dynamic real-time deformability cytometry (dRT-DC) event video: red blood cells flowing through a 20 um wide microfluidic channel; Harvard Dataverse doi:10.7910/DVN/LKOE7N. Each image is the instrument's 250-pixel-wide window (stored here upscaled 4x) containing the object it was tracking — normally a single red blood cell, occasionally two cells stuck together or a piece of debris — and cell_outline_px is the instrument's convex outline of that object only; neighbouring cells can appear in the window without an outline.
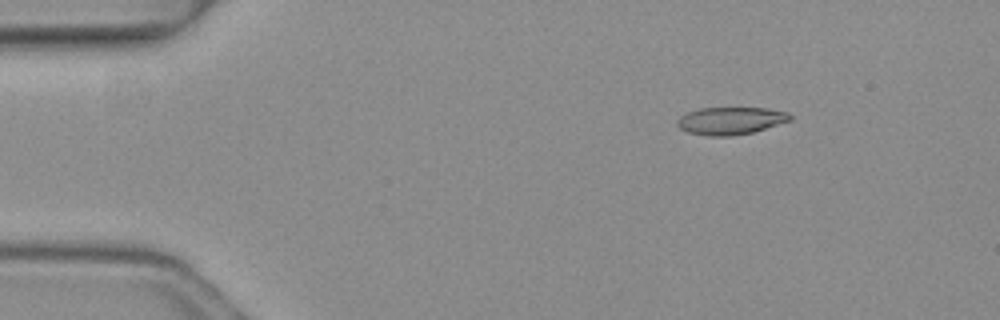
{"species": "common noctule bat (a hibernating species)", "species_latin": "Nyctalus noctula", "temperature_condition": "warm", "stored_images_in_passage": 4, "camera_frame_rate_fps": 3000, "um_per_image_px": 0.085, "animal": {"sex": "female", "body_mass_g": 19.3, "forearm_length_mm": 54.1}, "frame": {"image": 1, "passage_image": 2, "time_ms": 0.333, "image_size_px": [1000, 320], "cell_outline_px": [[792, 120], [752, 132], [732, 136], [708, 136], [688, 132], [680, 128], [676, 124], [676, 120], [680, 116], [688, 112], [700, 108], [768, 108], [788, 112], [792, 116]], "centroid_in_image_um": [62.1, 10.26], "position_along_channel_um": 22.9, "area_um2": 18.09}}